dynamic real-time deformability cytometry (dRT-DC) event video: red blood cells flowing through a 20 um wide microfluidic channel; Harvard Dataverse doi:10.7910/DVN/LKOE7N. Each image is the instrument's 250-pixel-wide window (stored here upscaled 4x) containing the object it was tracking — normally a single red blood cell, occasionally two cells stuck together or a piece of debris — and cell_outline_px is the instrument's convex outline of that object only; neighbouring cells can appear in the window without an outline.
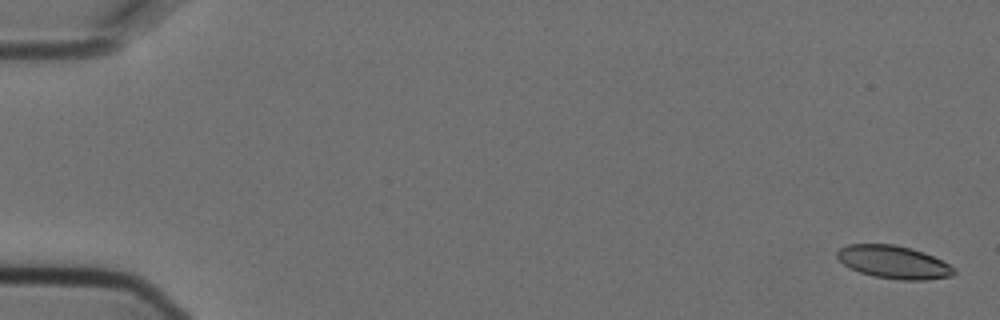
{"species": "Egyptian fruit bat (a non-hibernating species)", "species_latin": "Rousettus aegyptiacus", "temperature_condition": "cold", "stored_images_in_passage": 8, "camera_frame_rate_fps": 3000, "um_per_image_px": 0.085, "animal": {"sex": "female"}, "frame": {"image": 1, "passage_image": 1, "time_ms": 0.0, "image_size_px": [1000, 320], "cell_outline_px": [[956, 272], [952, 276], [924, 280], [900, 280], [872, 276], [848, 268], [836, 256], [836, 252], [840, 248], [848, 244], [896, 244], [912, 248], [924, 252], [956, 268]], "centroid_in_image_um": [75.95, 22.28], "position_along_channel_um": 9.0, "area_um2": 22.54}}
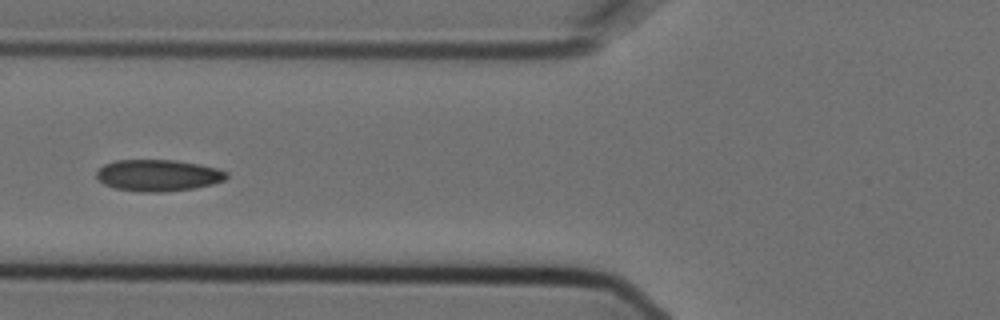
{"frame": {"image": 2, "passage_image": 7, "time_ms": 2.0, "image_size_px": [1000, 320], "cell_outline_px": [[228, 176], [224, 180], [212, 184], [192, 188], [164, 192], [140, 192], [116, 188], [104, 184], [96, 176], [96, 172], [104, 164], [116, 160], [176, 160], [200, 164], [216, 168], [228, 172]], "centroid_in_image_um": [13.44, 14.9], "position_along_channel_um": 112.4, "area_um2": 23.87}}
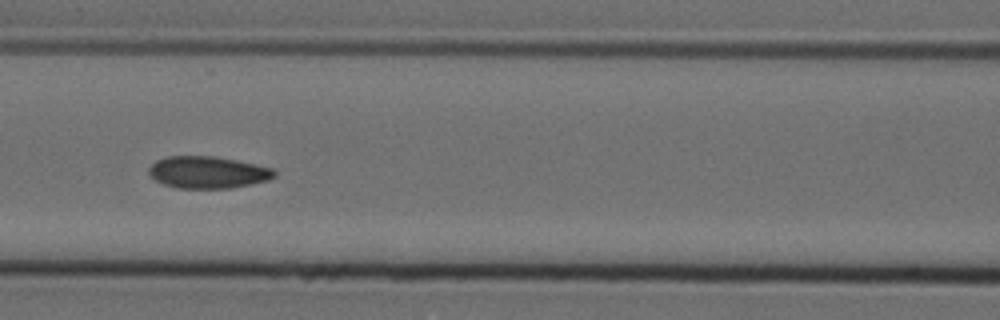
{"frame": {"image": 3, "passage_image": 8, "time_ms": 2.333, "image_size_px": [1000, 320], "cell_outline_px": [[276, 176], [268, 180], [228, 188], [176, 188], [164, 184], [156, 180], [148, 172], [148, 168], [156, 160], [168, 156], [212, 156], [236, 160], [256, 164], [272, 168], [276, 172]], "centroid_in_image_um": [17.65, 14.64], "position_along_channel_um": 149.0, "area_um2": 23.24}}